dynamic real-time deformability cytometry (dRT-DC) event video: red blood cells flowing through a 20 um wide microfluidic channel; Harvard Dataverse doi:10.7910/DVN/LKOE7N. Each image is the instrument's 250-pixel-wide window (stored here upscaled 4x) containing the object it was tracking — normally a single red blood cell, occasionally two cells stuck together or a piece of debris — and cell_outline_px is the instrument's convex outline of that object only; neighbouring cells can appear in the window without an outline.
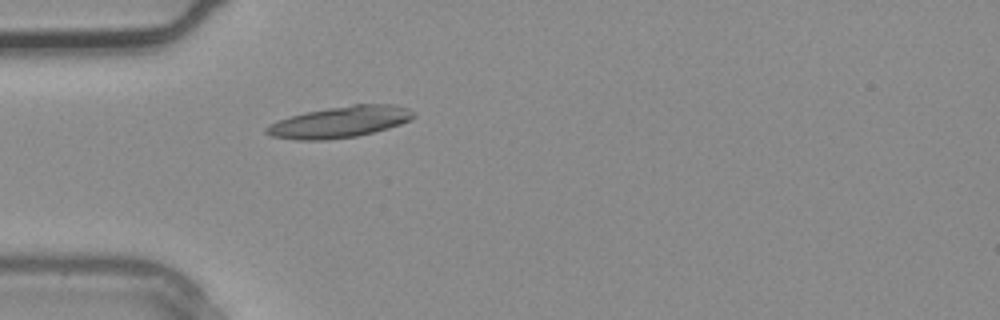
{"species": "common noctule bat (a hibernating species)", "species_latin": "Nyctalus noctula", "temperature_condition": "warm", "stored_images_in_passage": 1, "camera_frame_rate_fps": 3000, "um_per_image_px": 0.085, "animal": {"sex": "male", "body_mass_g": 20.4}, "frame": {"image": 1, "passage_image": 1, "time_ms": 0.0, "image_size_px": [1000, 320], "cell_outline_px": [[416, 116], [412, 120], [388, 128], [356, 136], [328, 140], [296, 140], [272, 136], [264, 132], [264, 128], [268, 124], [292, 116], [308, 112], [328, 108], [352, 104], [396, 104], [408, 108], [416, 112]], "centroid_in_image_um": [28.94, 10.37], "position_along_channel_um": 56.1, "area_um2": 26.88}}